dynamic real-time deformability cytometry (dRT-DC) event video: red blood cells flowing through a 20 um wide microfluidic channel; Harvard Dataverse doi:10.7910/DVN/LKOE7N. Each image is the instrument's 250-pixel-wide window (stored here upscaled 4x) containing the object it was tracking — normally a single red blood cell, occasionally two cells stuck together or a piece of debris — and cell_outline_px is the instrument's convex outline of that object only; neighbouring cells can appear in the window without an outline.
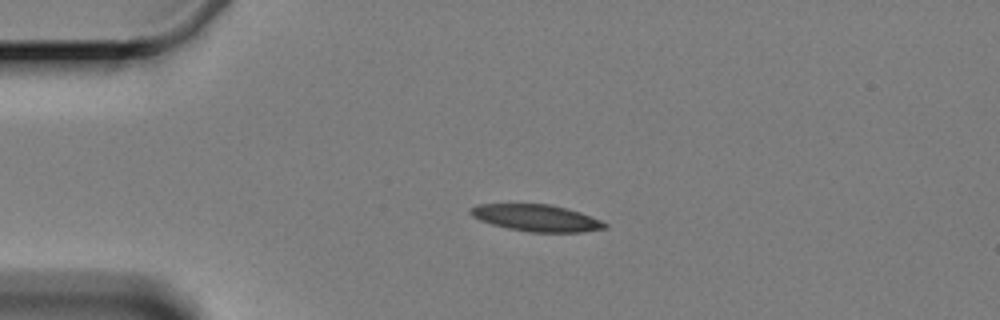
{"species": "Egyptian fruit bat (a non-hibernating species)", "species_latin": "Rousettus aegyptiacus", "temperature_condition": "cold", "stored_images_in_passage": 4, "camera_frame_rate_fps": 3000, "um_per_image_px": 0.085, "animal": {"sex": "female"}, "frame": {"image": 1, "passage_image": 3, "time_ms": 2.333, "image_size_px": [1000, 320], "cell_outline_px": [[608, 228], [580, 232], [528, 232], [508, 228], [492, 224], [480, 220], [472, 216], [468, 212], [468, 208], [480, 204], [548, 204], [580, 212], [600, 220], [608, 224]], "centroid_in_image_um": [45.57, 18.53], "position_along_channel_um": 39.4, "area_um2": 20.87}}